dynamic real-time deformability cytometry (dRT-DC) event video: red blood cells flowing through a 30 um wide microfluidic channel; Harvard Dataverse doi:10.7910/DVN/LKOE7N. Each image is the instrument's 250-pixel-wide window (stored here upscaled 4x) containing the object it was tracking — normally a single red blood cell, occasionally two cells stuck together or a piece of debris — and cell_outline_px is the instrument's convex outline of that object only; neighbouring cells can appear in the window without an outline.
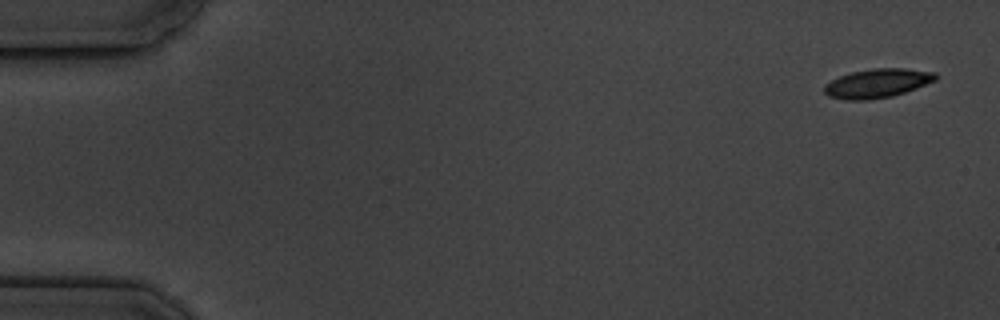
{"species": "common noctule bat (a hibernating species)", "species_latin": "Nyctalus noctula", "temperature_condition": "cold", "stored_images_in_passage": 6, "camera_frame_rate_fps": 3000, "um_per_image_px": 0.085, "animal": {"sex": "male", "body_mass_g": 19.5, "forearm_length_mm": 54.6}, "frame": {"image": 1, "passage_image": 1, "time_ms": 0.0, "image_size_px": [1000, 320], "cell_outline_px": [[936, 80], [916, 88], [892, 96], [868, 100], [844, 100], [828, 96], [824, 92], [824, 84], [840, 76], [852, 72], [872, 68], [904, 68], [936, 72]], "centroid_in_image_um": [74.55, 7.08], "position_along_channel_um": 10.4, "area_um2": 18.79}}
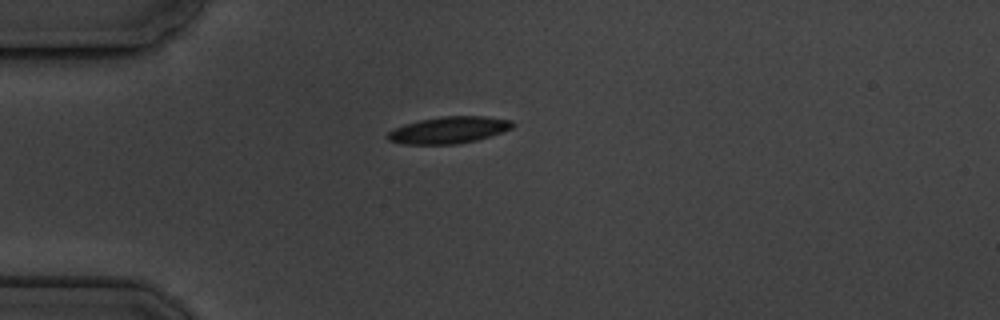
{"frame": {"image": 2, "passage_image": 4, "time_ms": 4.333, "image_size_px": [1000, 320], "cell_outline_px": [[516, 124], [512, 128], [476, 140], [456, 144], [404, 144], [388, 140], [388, 132], [404, 124], [420, 120], [444, 116], [484, 116], [512, 120]], "centroid_in_image_um": [38.16, 11.04], "position_along_channel_um": 46.8, "area_um2": 19.25}}